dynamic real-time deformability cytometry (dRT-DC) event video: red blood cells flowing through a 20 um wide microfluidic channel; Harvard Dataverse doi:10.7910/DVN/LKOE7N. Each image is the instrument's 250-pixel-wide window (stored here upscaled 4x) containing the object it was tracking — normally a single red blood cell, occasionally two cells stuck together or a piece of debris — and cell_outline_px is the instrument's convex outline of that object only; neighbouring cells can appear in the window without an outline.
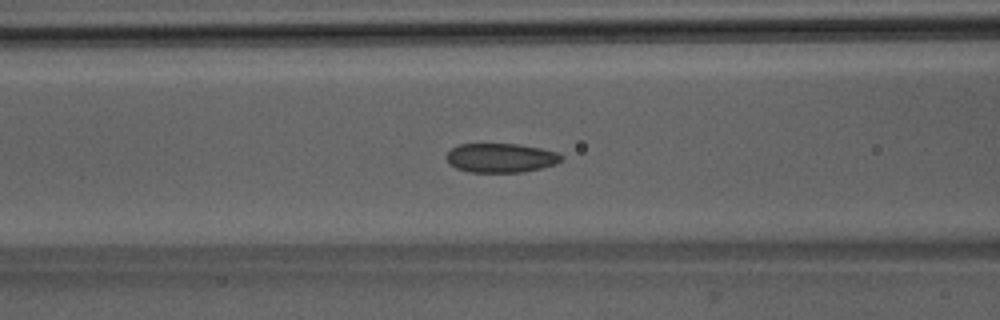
{"species": "Egyptian fruit bat (a non-hibernating species)", "species_latin": "Rousettus aegyptiacus", "temperature_condition": "room temperature", "stored_images_in_passage": 52, "camera_frame_rate_fps": 3000, "um_per_image_px": 0.085, "animal": {"sex": "male"}, "frame": {"image": 1, "passage_image": 22, "time_ms": 7.0, "image_size_px": [1000, 320], "cell_outline_px": [[564, 156], [556, 164], [524, 172], [472, 172], [456, 168], [448, 164], [444, 156], [452, 148], [460, 144], [520, 144], [560, 152]], "centroid_in_image_um": [42.57, 13.41], "position_along_channel_um": 124.0, "area_um2": 19.71}}
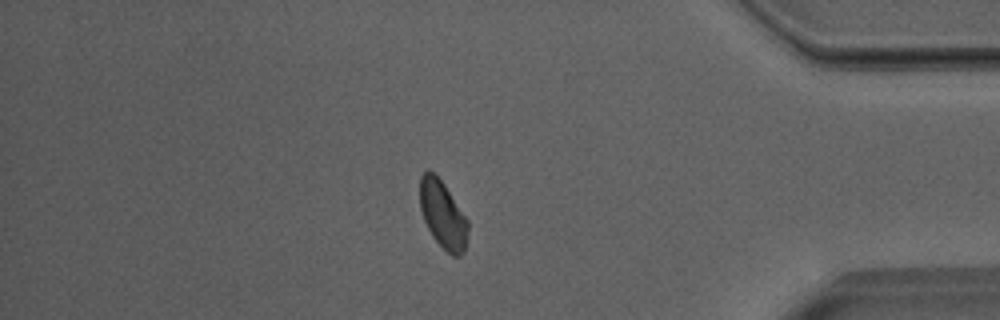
{"frame": {"image": 2, "passage_image": 45, "time_ms": 14.667, "image_size_px": [1000, 320], "cell_outline_px": [[468, 232], [464, 252], [460, 256], [452, 256], [432, 236], [424, 220], [420, 208], [420, 176], [428, 168], [444, 184], [468, 220]], "centroid_in_image_um": [37.64, 18.24], "position_along_channel_um": 397.6, "area_um2": 18.73}}
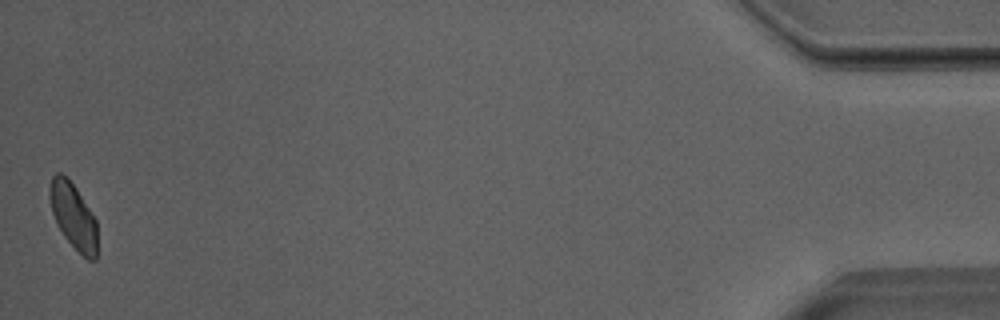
{"frame": {"image": 3, "passage_image": 52, "time_ms": 17.0, "image_size_px": [1000, 320], "cell_outline_px": [[96, 260], [88, 260], [64, 236], [56, 224], [52, 212], [48, 196], [48, 188], [52, 176], [56, 172], [60, 172], [76, 188], [96, 220]], "centroid_in_image_um": [6.19, 18.33], "position_along_channel_um": 429.0, "area_um2": 17.98}, "authors_computed_cell_mechanics": {"area_um2": 19.9988, "velocity_mm_per_s": 3.9871, "shape_relaxation_time_tau1_ms": 4.6587, "shape_relaxation_time_tau2_ms": 2.319, "deformation_change_tau1": 0.0801, "deformation_change_tau2": 0.0609}}